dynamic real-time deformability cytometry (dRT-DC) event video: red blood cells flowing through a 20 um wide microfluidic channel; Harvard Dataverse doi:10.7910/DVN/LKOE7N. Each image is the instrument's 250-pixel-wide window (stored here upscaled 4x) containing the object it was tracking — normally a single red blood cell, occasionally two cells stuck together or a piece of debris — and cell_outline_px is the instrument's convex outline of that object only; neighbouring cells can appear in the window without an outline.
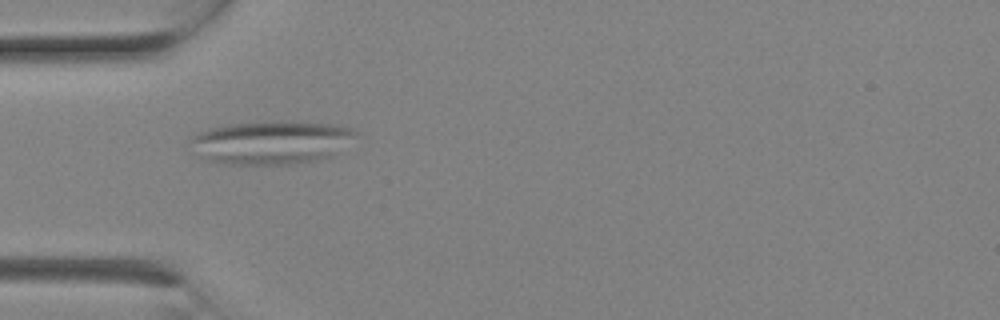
{"species": "Egyptian fruit bat (a non-hibernating species)", "species_latin": "Rousettus aegyptiacus", "temperature_condition": "room temperature", "stored_images_in_passage": 1, "camera_frame_rate_fps": 3000, "um_per_image_px": 0.085, "animal": {"sex": "female"}, "frame": {"image": 1, "passage_image": 1, "time_ms": 0.0, "image_size_px": [1000, 320], "cell_outline_px": [[356, 132], [332, 156], [316, 160], [288, 164], [220, 164], [208, 160], [192, 152], [192, 136], [200, 132], [212, 128], [228, 124], [332, 124], [352, 128]], "centroid_in_image_um": [22.95, 12.16], "position_along_channel_um": 62.0, "area_um2": 39.94}}